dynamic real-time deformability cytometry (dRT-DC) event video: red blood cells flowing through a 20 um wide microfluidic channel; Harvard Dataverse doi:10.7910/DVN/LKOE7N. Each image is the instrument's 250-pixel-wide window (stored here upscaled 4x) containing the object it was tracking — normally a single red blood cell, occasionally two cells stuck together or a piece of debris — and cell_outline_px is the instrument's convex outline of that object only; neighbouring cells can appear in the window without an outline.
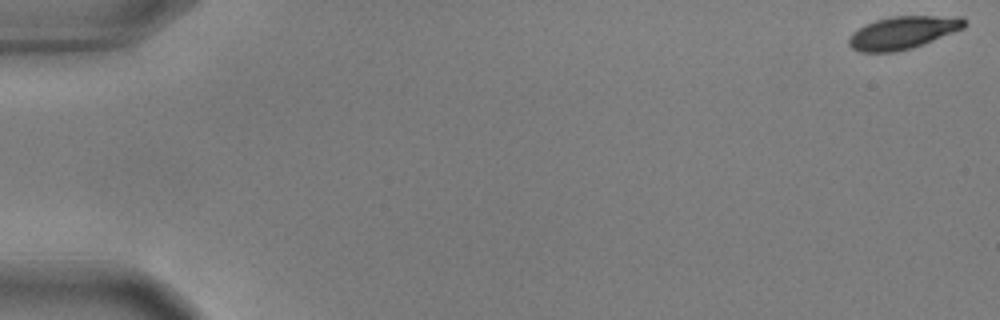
{"species": "common noctule bat (a hibernating species)", "species_latin": "Nyctalus noctula", "temperature_condition": "warm", "stored_images_in_passage": 56, "camera_frame_rate_fps": 3000, "um_per_image_px": 0.085, "animal": {"sex": "male", "body_mass_g": 17.9, "forearm_length_mm": 54.2}, "frame": {"image": 1, "passage_image": 1, "time_ms": 0.0, "image_size_px": [1000, 320], "cell_outline_px": [[968, 24], [964, 28], [912, 48], [892, 52], [860, 52], [852, 48], [848, 44], [848, 36], [852, 32], [876, 20], [892, 16], [960, 16]], "centroid_in_image_um": [76.74, 2.77], "position_along_channel_um": 8.3, "area_um2": 21.91}}
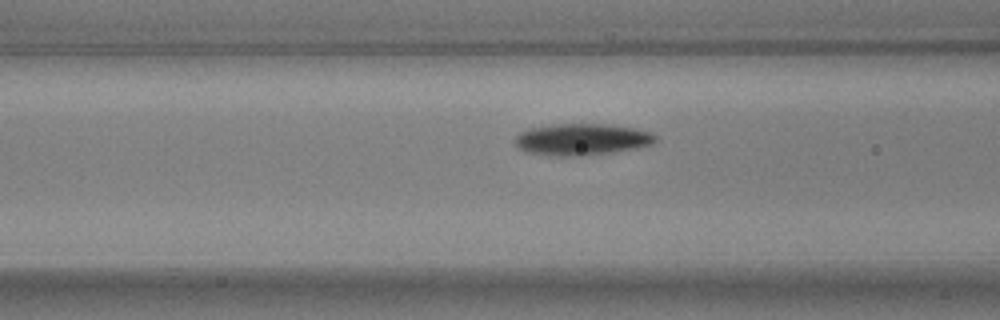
{"frame": {"image": 2, "passage_image": 23, "time_ms": 7.333, "image_size_px": [1000, 320], "cell_outline_px": [[656, 140], [652, 144], [636, 148], [612, 152], [580, 156], [560, 156], [524, 152], [516, 148], [512, 140], [520, 132], [528, 128], [556, 124], [608, 124], [636, 128], [652, 132], [656, 136]], "centroid_in_image_um": [49.41, 11.85], "position_along_channel_um": 117.2, "area_um2": 26.18}}
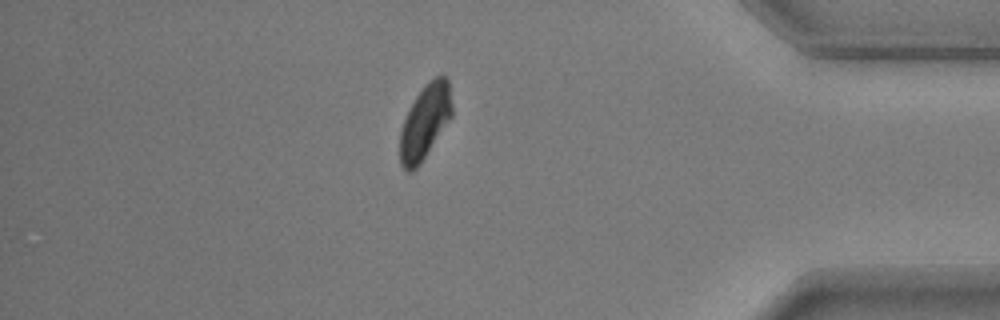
{"frame": {"image": 3, "passage_image": 49, "time_ms": 16.0, "image_size_px": [1000, 320], "cell_outline_px": [[452, 116], [420, 164], [412, 172], [408, 172], [400, 164], [400, 132], [404, 120], [416, 96], [428, 80], [440, 72], [444, 72], [448, 80], [452, 108]], "centroid_in_image_um": [36.14, 10.31], "position_along_channel_um": 399.1, "area_um2": 22.54}, "authors_computed_cell_mechanics": {"area_um2": 24.3338, "velocity_mm_per_s": 3.6075, "shape_relaxation_time_tau1_ms": 2.864, "shape_relaxation_time_tau2_ms": null, "deformation_change_tau1": 0.1454, "deformation_change_tau2": null}}